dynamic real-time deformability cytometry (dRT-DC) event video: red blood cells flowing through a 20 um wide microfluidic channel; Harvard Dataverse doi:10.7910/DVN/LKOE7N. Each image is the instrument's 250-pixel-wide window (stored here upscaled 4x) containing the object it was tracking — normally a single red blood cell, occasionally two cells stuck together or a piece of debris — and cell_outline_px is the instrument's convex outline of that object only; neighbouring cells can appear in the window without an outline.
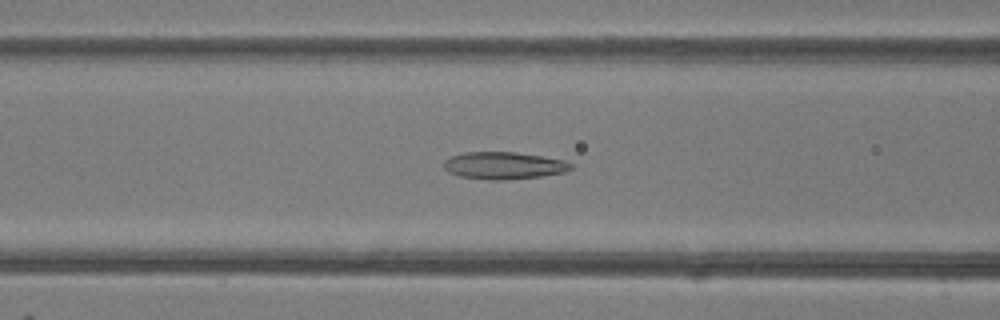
{"species": "common noctule bat (a hibernating species)", "species_latin": "Nyctalus noctula", "temperature_condition": "room temperature", "stored_images_in_passage": 45, "camera_frame_rate_fps": 3000, "um_per_image_px": 0.085, "animal": {"sex": "female"}, "frame": {"image": 1, "passage_image": 19, "time_ms": 6.0, "image_size_px": [1000, 320], "cell_outline_px": [[572, 168], [564, 172], [540, 176], [504, 180], [492, 180], [460, 176], [448, 172], [444, 168], [444, 160], [452, 156], [464, 152], [516, 152], [564, 160], [572, 164]], "centroid_in_image_um": [42.8, 14.07], "position_along_channel_um": 123.8, "area_um2": 20.0}}
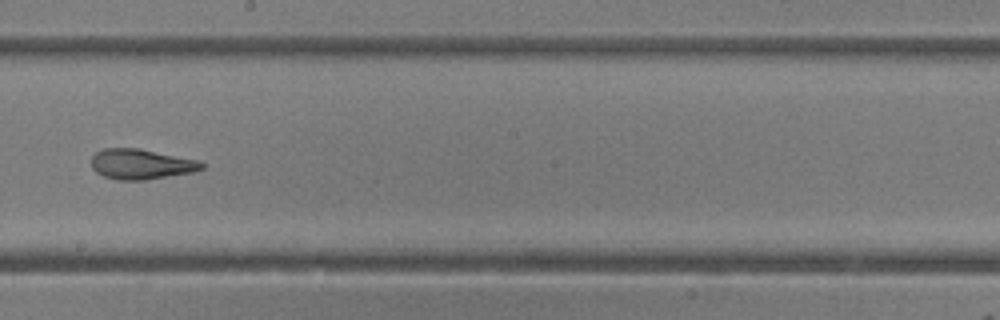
{"frame": {"image": 2, "passage_image": 27, "time_ms": 8.667, "image_size_px": [1000, 320], "cell_outline_px": [[204, 168], [196, 172], [144, 180], [116, 180], [104, 176], [96, 172], [92, 168], [92, 156], [96, 152], [104, 148], [140, 148], [200, 160], [204, 164]], "centroid_in_image_um": [12.03, 13.95], "position_along_channel_um": 236.2, "area_um2": 19.71}}
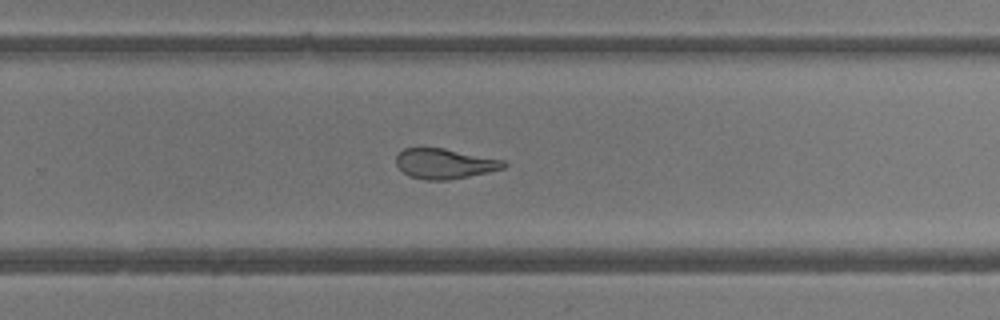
{"frame": {"image": 3, "passage_image": 31, "time_ms": 10.0, "image_size_px": [1000, 320], "cell_outline_px": [[508, 164], [504, 168], [488, 172], [448, 180], [424, 180], [412, 176], [404, 172], [396, 164], [396, 156], [404, 148], [444, 148], [504, 160]], "centroid_in_image_um": [37.81, 13.91], "position_along_channel_um": 292.0, "area_um2": 18.73}, "authors_computed_cell_mechanics": {"area_um2": 21.7328, "velocity_mm_per_s": 4.2279, "shape_relaxation_time_tau1_ms": null, "shape_relaxation_time_tau2_ms": 2.301, "deformation_change_tau1": null, "deformation_change_tau2": 0.106}}